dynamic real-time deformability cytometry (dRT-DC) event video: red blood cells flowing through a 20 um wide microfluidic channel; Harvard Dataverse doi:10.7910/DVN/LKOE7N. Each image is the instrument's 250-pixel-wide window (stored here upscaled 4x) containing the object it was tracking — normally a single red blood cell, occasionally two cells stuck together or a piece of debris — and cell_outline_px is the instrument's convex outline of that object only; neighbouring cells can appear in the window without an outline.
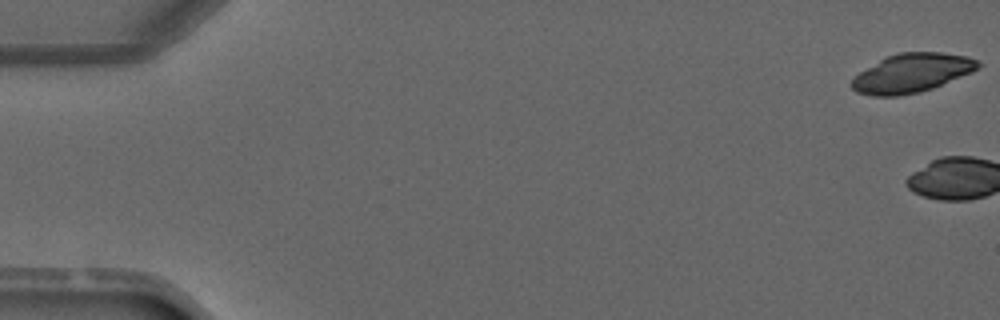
{"species": "common noctule bat (a hibernating species)", "species_latin": "Nyctalus noctula", "temperature_condition": "warm", "stored_images_in_passage": 4, "camera_frame_rate_fps": 3000, "um_per_image_px": 0.085, "animal": {"sex": "male", "forearm_length_mm": 52.5}, "frame": {"image": 1, "passage_image": 1, "time_ms": 0.0, "image_size_px": [1000, 320], "cell_outline_px": [[980, 68], [972, 72], [932, 88], [920, 92], [896, 96], [872, 96], [856, 92], [852, 88], [852, 80], [860, 72], [884, 56], [900, 52], [940, 52], [968, 56], [976, 60], [980, 64]], "centroid_in_image_um": [77.5, 6.2], "position_along_channel_um": 7.5, "area_um2": 28.55}}